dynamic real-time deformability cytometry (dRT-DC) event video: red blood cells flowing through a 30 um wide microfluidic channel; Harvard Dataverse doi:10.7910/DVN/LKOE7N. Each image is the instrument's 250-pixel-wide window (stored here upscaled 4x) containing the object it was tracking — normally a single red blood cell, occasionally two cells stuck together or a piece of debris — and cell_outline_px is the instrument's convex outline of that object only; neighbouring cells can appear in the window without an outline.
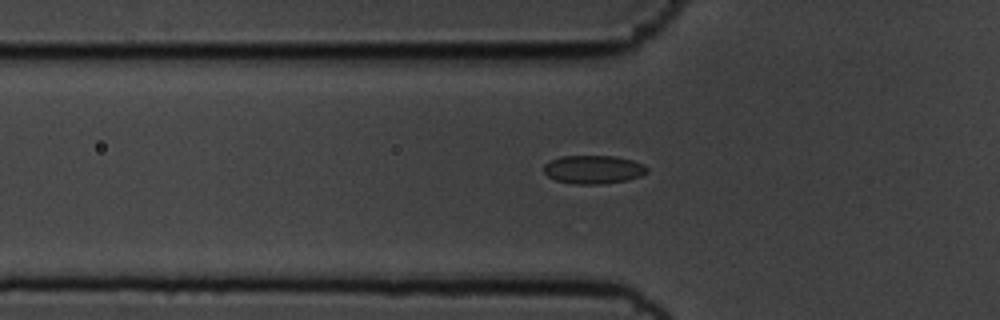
{"species": "common noctule bat (a hibernating species)", "species_latin": "Nyctalus noctula", "temperature_condition": "cold", "stored_images_in_passage": 44, "camera_frame_rate_fps": 3000, "um_per_image_px": 0.085, "animal": {"sex": "male", "body_mass_g": 19.5, "forearm_length_mm": 54.6}, "frame": {"image": 1, "passage_image": 12, "time_ms": 3.667, "image_size_px": [1000, 320], "cell_outline_px": [[648, 172], [640, 176], [628, 180], [600, 184], [572, 184], [556, 180], [548, 176], [544, 172], [544, 164], [560, 156], [616, 156], [632, 160], [644, 164], [648, 168]], "centroid_in_image_um": [50.45, 14.41], "position_along_channel_um": 75.3, "area_um2": 17.17}}
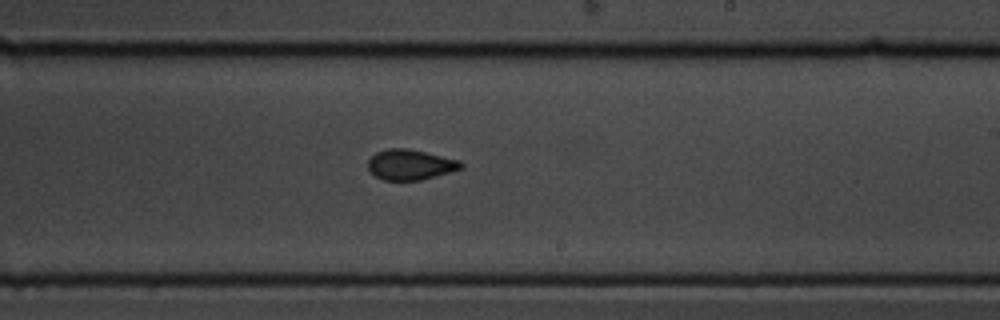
{"frame": {"image": 2, "passage_image": 27, "time_ms": 8.667, "image_size_px": [1000, 320], "cell_outline_px": [[464, 168], [436, 176], [420, 180], [384, 180], [376, 176], [368, 168], [368, 160], [376, 152], [388, 148], [408, 148], [460, 160], [464, 164]], "centroid_in_image_um": [34.9, 13.99], "position_along_channel_um": 254.1, "area_um2": 16.47}}
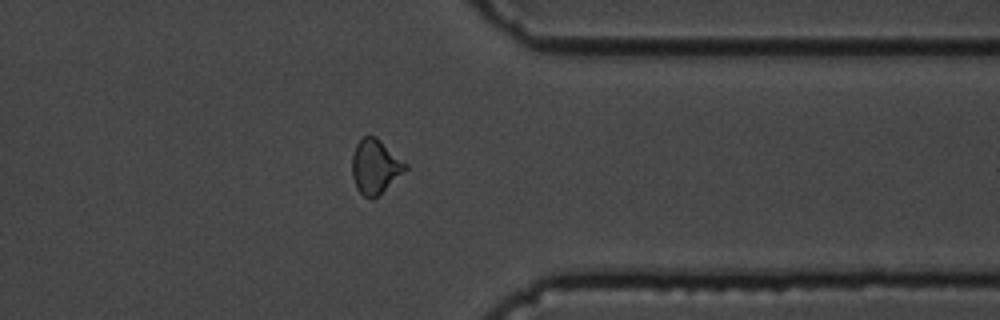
{"frame": {"image": 3, "passage_image": 38, "time_ms": 12.333, "image_size_px": [1000, 320], "cell_outline_px": [[408, 168], [372, 200], [364, 196], [356, 188], [352, 176], [352, 152], [356, 144], [364, 136], [376, 136], [408, 164]], "centroid_in_image_um": [31.88, 14.14], "position_along_channel_um": 379.5, "area_um2": 16.82}, "authors_computed_cell_mechanics": {"area_um2": 16.8487, "velocity_mm_per_s": 3.5726, "shape_relaxation_time_tau1_ms": 6.4747, "shape_relaxation_time_tau2_ms": 1.8655, "deformation_change_tau1": 0.0963, "deformation_change_tau2": 0.0631}}